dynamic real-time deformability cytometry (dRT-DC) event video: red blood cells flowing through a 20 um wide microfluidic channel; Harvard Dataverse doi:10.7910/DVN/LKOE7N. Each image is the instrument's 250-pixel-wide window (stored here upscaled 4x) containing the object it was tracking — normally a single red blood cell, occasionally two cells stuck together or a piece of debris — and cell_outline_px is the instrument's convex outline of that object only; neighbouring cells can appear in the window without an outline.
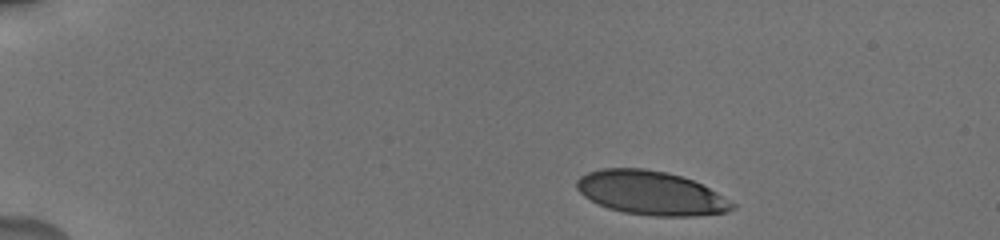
{"species": "human", "species_latin": "Homo sapiens", "temperature_condition": "cold", "stored_images_in_passage": 27, "camera_frame_rate_fps": 3000, "um_per_image_px": 0.085, "donor": {"sex": "male"}, "frame": {"image": 1, "passage_image": 1, "time_ms": 0.0, "image_size_px": [1000, 240], "cell_outline_px": [[736, 208], [724, 212], [696, 216], [652, 216], [624, 212], [608, 208], [584, 196], [576, 188], [576, 180], [580, 176], [588, 172], [604, 168], [644, 168], [668, 172], [692, 180], [716, 192], [736, 204]], "centroid_in_image_um": [55.32, 16.4], "position_along_channel_um": 29.7, "area_um2": 39.59}}
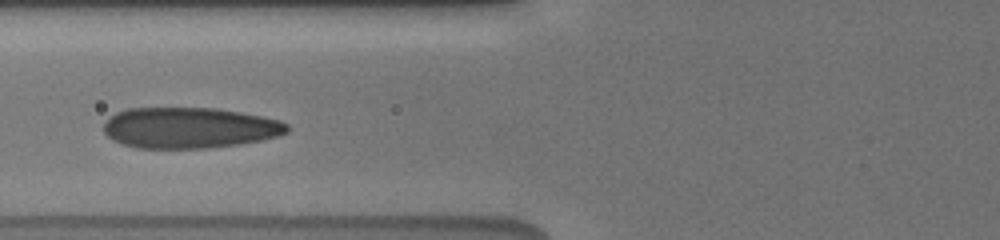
{"frame": {"image": 2, "passage_image": 10, "time_ms": 4.667, "image_size_px": [1000, 240], "cell_outline_px": [[292, 128], [288, 132], [276, 136], [260, 140], [240, 144], [204, 148], [136, 148], [112, 140], [104, 132], [104, 124], [108, 116], [116, 112], [128, 108], [216, 108], [264, 116], [280, 120], [288, 124]], "centroid_in_image_um": [16.11, 10.85], "position_along_channel_um": 109.7, "area_um2": 43.93}}
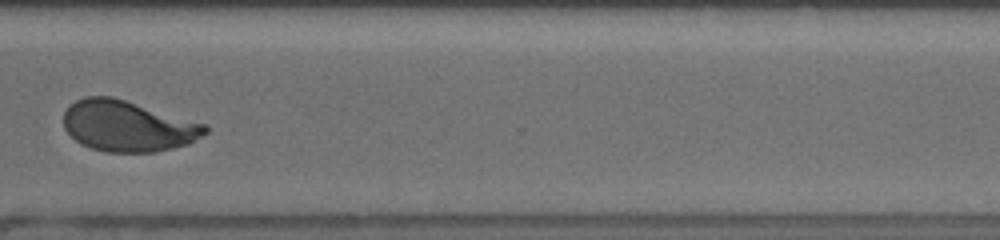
{"frame": {"image": 3, "passage_image": 18, "time_ms": 11.333, "image_size_px": [1000, 240], "cell_outline_px": [[208, 132], [204, 136], [188, 144], [172, 148], [152, 152], [108, 152], [92, 148], [80, 144], [64, 128], [64, 112], [76, 100], [84, 96], [112, 96], [204, 124], [208, 128]], "centroid_in_image_um": [10.85, 10.72], "position_along_channel_um": 359.8, "area_um2": 41.62}, "authors_computed_cell_mechanics": {"area_um2": 41.9628, "velocity_mm_per_s": 3.7662, "shape_relaxation_time_tau1_ms": 5.9878, "shape_relaxation_time_tau2_ms": null, "deformation_change_tau1": 0.2037, "deformation_change_tau2": null}}